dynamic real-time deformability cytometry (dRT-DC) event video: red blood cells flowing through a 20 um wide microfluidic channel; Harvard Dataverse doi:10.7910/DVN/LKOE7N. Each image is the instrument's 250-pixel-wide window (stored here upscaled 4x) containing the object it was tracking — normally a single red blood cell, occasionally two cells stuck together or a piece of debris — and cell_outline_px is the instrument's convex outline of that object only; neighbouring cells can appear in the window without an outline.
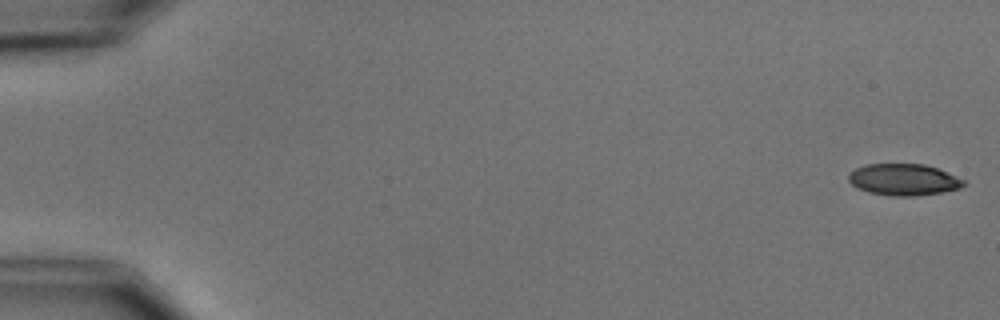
{"species": "common noctule bat (a hibernating species)", "species_latin": "Nyctalus noctula", "temperature_condition": "cold", "stored_images_in_passage": 7, "camera_frame_rate_fps": 3000, "um_per_image_px": 0.085, "animal": {"sex": "male", "body_mass_g": 15.6}, "frame": {"image": 1, "passage_image": 1, "time_ms": 0.0, "image_size_px": [1000, 320], "cell_outline_px": [[968, 184], [960, 188], [940, 192], [912, 196], [896, 196], [868, 192], [856, 188], [848, 180], [848, 176], [856, 168], [864, 164], [924, 164], [936, 168], [964, 180]], "centroid_in_image_um": [76.79, 15.27], "position_along_channel_um": 8.2, "area_um2": 20.98}}
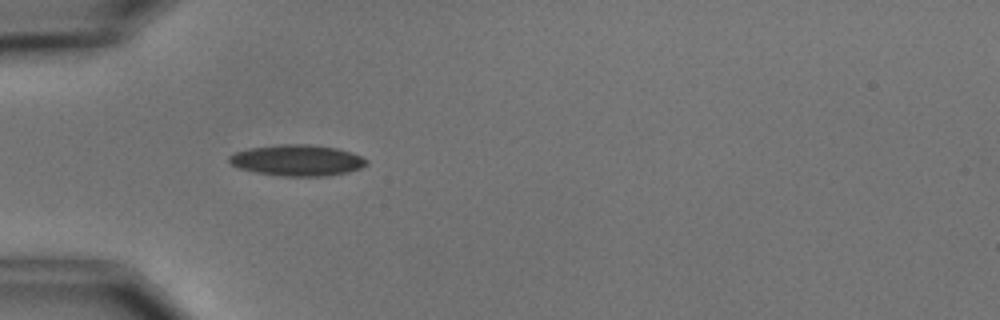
{"frame": {"image": 2, "passage_image": 5, "time_ms": 5.333, "image_size_px": [1000, 320], "cell_outline_px": [[368, 164], [360, 168], [348, 172], [328, 176], [280, 176], [256, 172], [240, 168], [232, 164], [228, 160], [228, 156], [236, 152], [248, 148], [280, 144], [308, 144], [336, 148], [352, 152], [368, 160]], "centroid_in_image_um": [25.28, 13.62], "position_along_channel_um": 59.7, "area_um2": 24.91}}
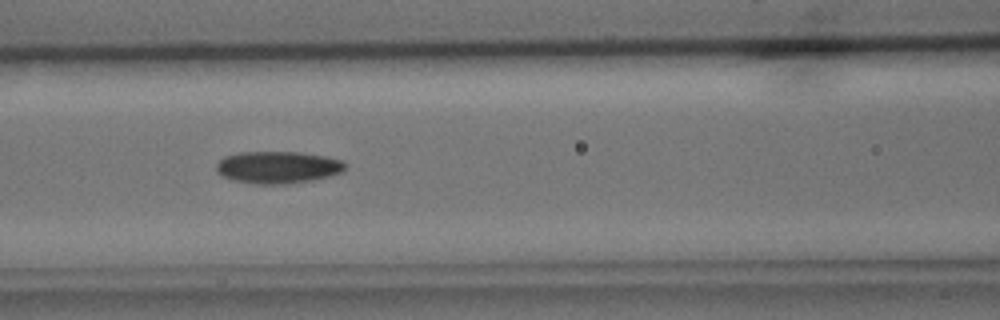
{"frame": {"image": 3, "passage_image": 7, "time_ms": 7.667, "image_size_px": [1000, 320], "cell_outline_px": [[348, 164], [344, 172], [312, 180], [288, 184], [256, 184], [232, 180], [220, 176], [216, 172], [216, 164], [224, 156], [240, 152], [300, 152], [324, 156], [344, 160]], "centroid_in_image_um": [23.62, 14.22], "position_along_channel_um": 143.0, "area_um2": 24.51}}